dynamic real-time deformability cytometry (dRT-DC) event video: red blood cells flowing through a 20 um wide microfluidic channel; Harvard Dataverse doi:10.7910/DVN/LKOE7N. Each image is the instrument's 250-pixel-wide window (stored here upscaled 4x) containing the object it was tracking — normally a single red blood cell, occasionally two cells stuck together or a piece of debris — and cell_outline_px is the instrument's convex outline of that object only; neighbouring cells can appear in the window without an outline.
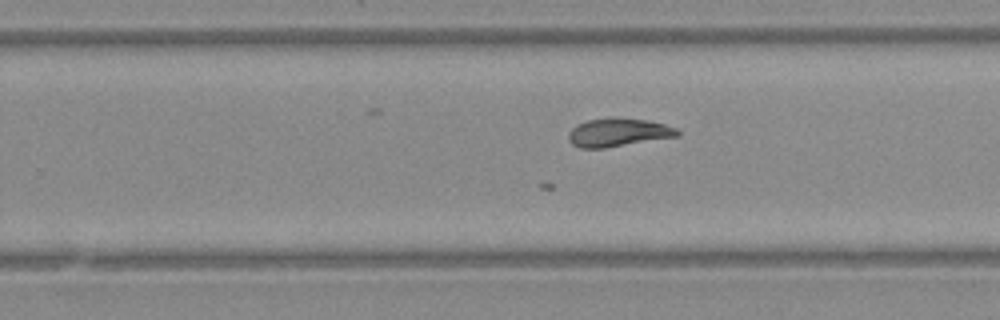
{"species": "Egyptian fruit bat (a non-hibernating species)", "species_latin": "Rousettus aegyptiacus", "temperature_condition": "warm", "stored_images_in_passage": 26, "camera_frame_rate_fps": 3000, "um_per_image_px": 0.085, "animal": {"sex": "female"}, "frame": {"image": 1, "passage_image": 14, "time_ms": 4.333, "image_size_px": [1000, 320], "cell_outline_px": [[680, 136], [604, 148], [580, 148], [572, 144], [568, 140], [568, 132], [576, 124], [588, 120], [612, 116], [648, 120], [664, 124], [676, 128], [680, 132]], "centroid_in_image_um": [52.53, 11.24], "position_along_channel_um": 277.3, "area_um2": 18.26}}
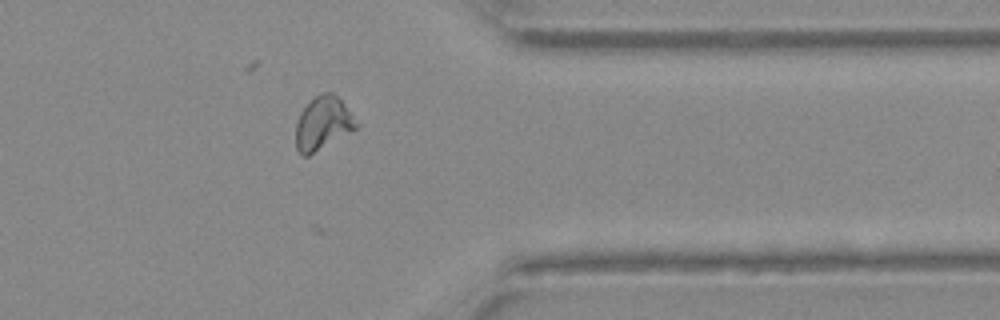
{"frame": {"image": 2, "passage_image": 21, "time_ms": 6.667, "image_size_px": [1000, 320], "cell_outline_px": [[360, 124], [352, 132], [308, 156], [304, 156], [296, 148], [296, 124], [300, 112], [316, 96], [324, 92], [332, 92], [344, 104]], "centroid_in_image_um": [27.47, 10.5], "position_along_channel_um": 383.9, "area_um2": 18.61}}